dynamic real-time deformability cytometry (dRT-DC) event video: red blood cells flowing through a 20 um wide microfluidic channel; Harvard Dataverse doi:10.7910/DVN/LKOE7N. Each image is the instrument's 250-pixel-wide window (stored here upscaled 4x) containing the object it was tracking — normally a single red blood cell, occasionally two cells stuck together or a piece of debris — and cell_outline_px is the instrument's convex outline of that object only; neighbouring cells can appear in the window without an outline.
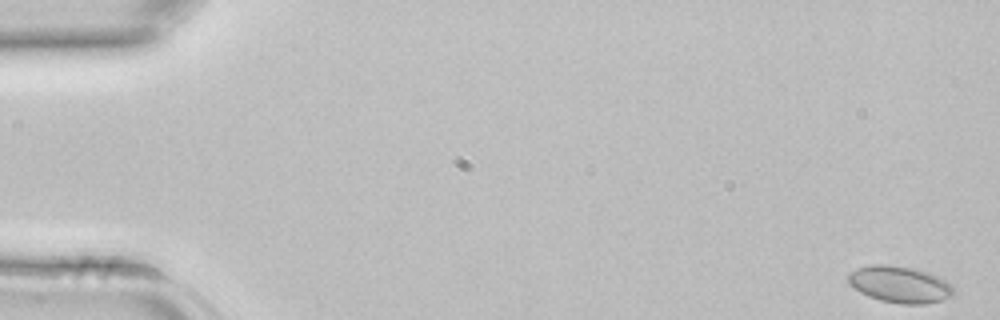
{"species": "common noctule bat (a hibernating species)", "species_latin": "Nyctalus noctula", "temperature_condition": "room temperature", "stored_images_in_passage": 44, "camera_frame_rate_fps": 3000, "um_per_image_px": 0.085, "animal": {"sex": "female", "body_mass_g": 22.7, "forearm_length_mm": 54.2}, "frame": {"image": 1, "passage_image": 1, "time_ms": 0.0, "image_size_px": [1000, 320], "cell_outline_px": [[952, 296], [940, 300], [924, 304], [900, 304], [880, 300], [868, 296], [860, 292], [848, 284], [848, 276], [856, 268], [872, 264], [888, 264], [912, 268], [936, 276], [952, 284]], "centroid_in_image_um": [76.43, 24.18], "position_along_channel_um": 8.6, "area_um2": 22.25}}
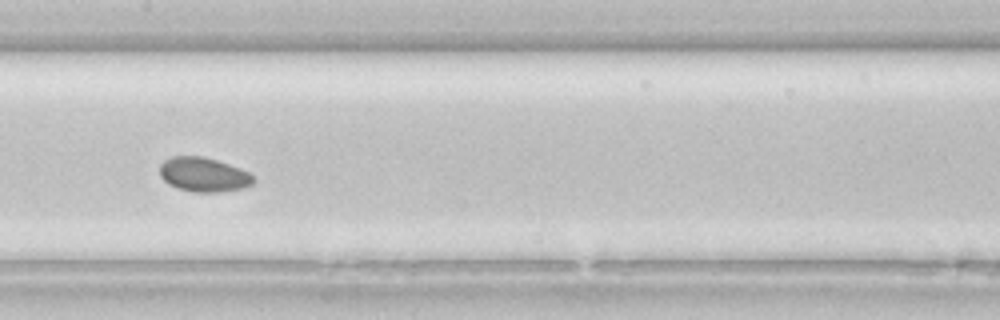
{"frame": {"image": 2, "passage_image": 22, "time_ms": 7.0, "image_size_px": [1000, 320], "cell_outline_px": [[256, 180], [252, 184], [240, 188], [220, 192], [192, 192], [176, 188], [168, 184], [160, 176], [160, 164], [164, 160], [172, 156], [204, 156], [240, 168], [248, 172]], "centroid_in_image_um": [17.27, 14.84], "position_along_channel_um": 190.1, "area_um2": 18.79}}
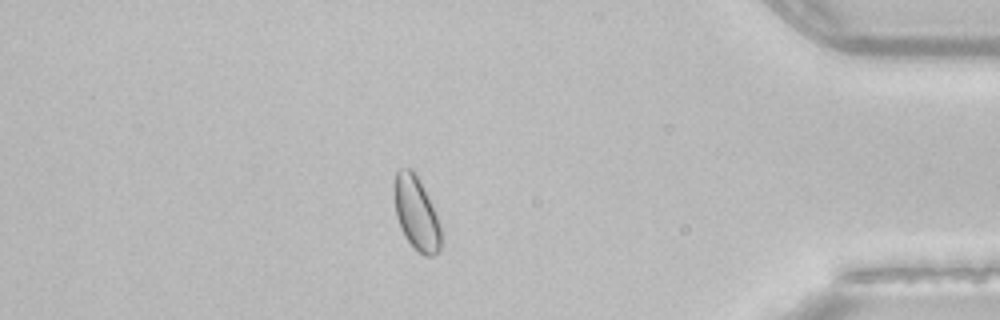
{"frame": {"image": 3, "passage_image": 38, "time_ms": 12.333, "image_size_px": [1000, 320], "cell_outline_px": [[440, 248], [432, 256], [424, 256], [404, 236], [400, 228], [396, 216], [392, 192], [392, 184], [396, 168], [412, 168], [416, 172], [428, 196], [436, 216], [440, 228]], "centroid_in_image_um": [35.31, 18.03], "position_along_channel_um": 399.9, "area_um2": 20.23}}